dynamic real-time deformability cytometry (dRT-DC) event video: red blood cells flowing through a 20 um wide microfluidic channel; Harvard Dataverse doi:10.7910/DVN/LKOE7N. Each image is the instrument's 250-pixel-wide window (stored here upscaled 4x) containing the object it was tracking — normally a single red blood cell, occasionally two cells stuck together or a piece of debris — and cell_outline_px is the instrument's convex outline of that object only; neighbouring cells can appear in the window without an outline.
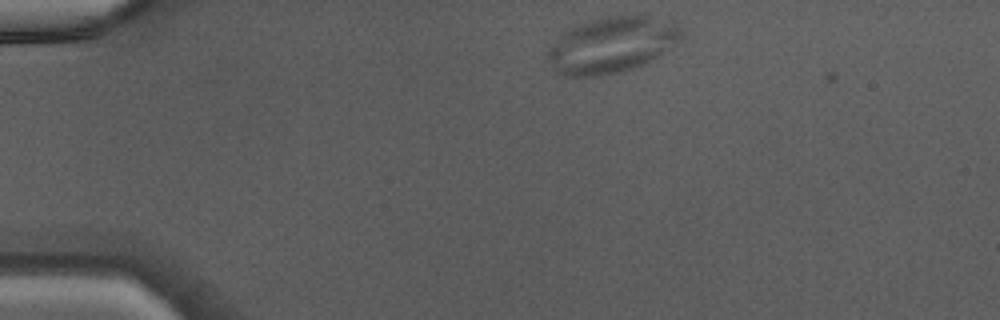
{"species": "Egyptian fruit bat (a non-hibernating species)", "species_latin": "Rousettus aegyptiacus", "temperature_condition": "warm", "stored_images_in_passage": 38, "camera_frame_rate_fps": 3000, "um_per_image_px": 0.085, "animal": {"sex": "male"}, "frame": {"image": 1, "passage_image": 1, "time_ms": 0.0, "image_size_px": [1000, 320], "cell_outline_px": [[684, 36], [680, 40], [656, 56], [640, 64], [616, 72], [592, 76], [568, 76], [556, 72], [552, 68], [544, 52], [568, 28], [588, 20], [604, 16], [648, 16], [676, 20]], "centroid_in_image_um": [51.96, 3.78], "position_along_channel_um": 33.0, "area_um2": 43.23}}
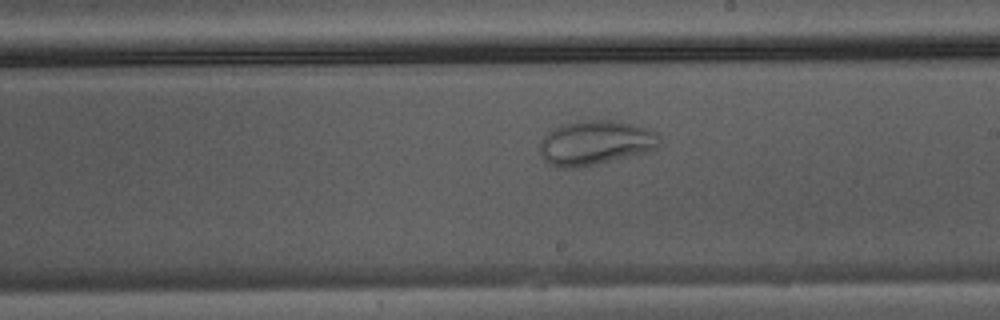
{"frame": {"image": 2, "passage_image": 19, "time_ms": 6.0, "image_size_px": [1000, 320], "cell_outline_px": [[660, 144], [656, 148], [648, 152], [580, 168], [560, 168], [544, 160], [540, 156], [540, 140], [548, 132], [560, 124], [576, 120], [620, 120], [656, 132], [660, 136]], "centroid_in_image_um": [50.59, 12.13], "position_along_channel_um": 238.4, "area_um2": 31.44}}
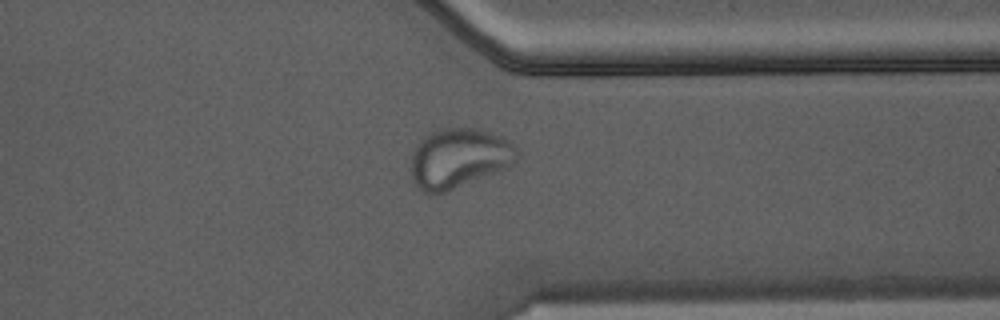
{"frame": {"image": 3, "passage_image": 28, "time_ms": 9.0, "image_size_px": [1000, 320], "cell_outline_px": [[520, 156], [508, 168], [448, 192], [424, 192], [416, 188], [412, 180], [412, 152], [416, 144], [424, 136], [436, 128], [476, 128], [488, 132], [508, 140], [520, 152]], "centroid_in_image_um": [39.01, 13.45], "position_along_channel_um": 372.4, "area_um2": 37.28}}